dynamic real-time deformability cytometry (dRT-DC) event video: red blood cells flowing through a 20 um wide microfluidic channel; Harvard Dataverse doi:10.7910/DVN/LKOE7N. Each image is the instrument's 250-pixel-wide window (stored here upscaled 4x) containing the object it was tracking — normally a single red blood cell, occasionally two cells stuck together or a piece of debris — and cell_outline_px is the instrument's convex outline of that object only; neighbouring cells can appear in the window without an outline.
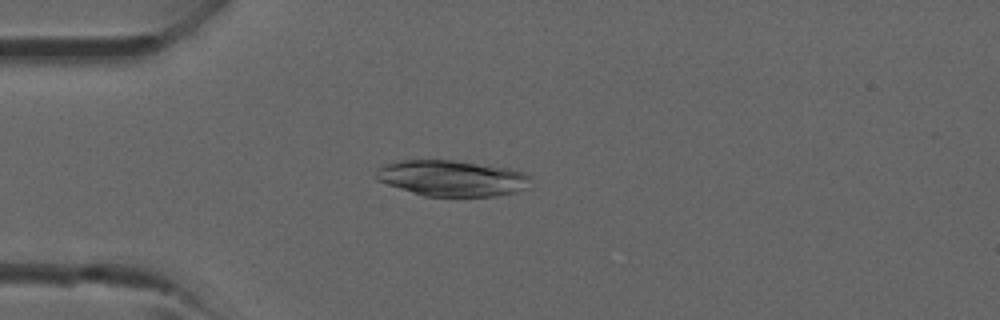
{"species": "common noctule bat (a hibernating species)", "species_latin": "Nyctalus noctula", "temperature_condition": "room temperature", "stored_images_in_passage": 20, "camera_frame_rate_fps": 3000, "um_per_image_px": 0.085, "animal": {"sex": "male", "forearm_length_mm": 52.5}, "frame": {"image": 1, "passage_image": 6, "time_ms": 1.667, "image_size_px": [1000, 320], "cell_outline_px": [[532, 176], [524, 188], [512, 192], [496, 196], [424, 196], [376, 180], [376, 172], [384, 164], [400, 160], [456, 160], [508, 168], [524, 172]], "centroid_in_image_um": [38.4, 15.13], "position_along_channel_um": 46.6, "area_um2": 32.08}}
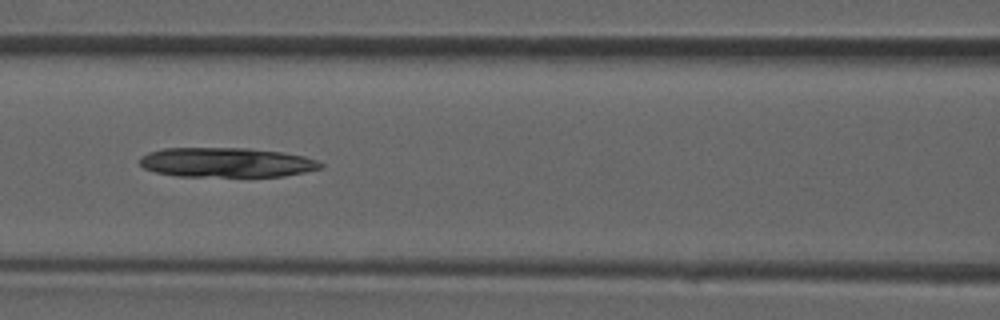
{"frame": {"image": 2, "passage_image": 13, "time_ms": 4.0, "image_size_px": [1000, 320], "cell_outline_px": [[324, 168], [284, 176], [176, 176], [156, 172], [144, 168], [140, 164], [140, 156], [148, 152], [164, 148], [248, 148], [284, 152], [304, 156], [316, 160], [324, 164]], "centroid_in_image_um": [19.26, 13.8], "position_along_channel_um": 147.3, "area_um2": 31.33}}
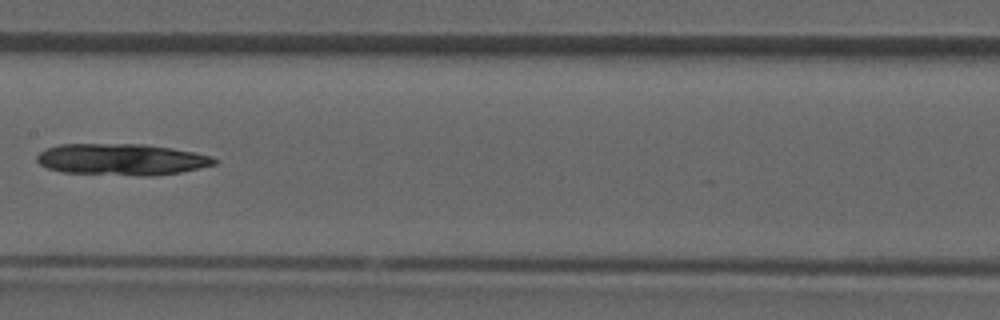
{"frame": {"image": 3, "passage_image": 16, "time_ms": 5.0, "image_size_px": [1000, 320], "cell_outline_px": [[216, 164], [180, 172], [152, 176], [140, 176], [64, 172], [48, 168], [40, 164], [36, 160], [36, 156], [44, 148], [60, 144], [144, 144], [172, 148], [196, 152], [212, 156], [216, 160]], "centroid_in_image_um": [10.33, 13.55], "position_along_channel_um": 197.1, "area_um2": 32.66}}